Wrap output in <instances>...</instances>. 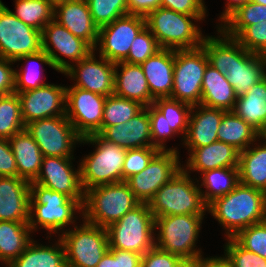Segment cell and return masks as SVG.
Wrapping results in <instances>:
<instances>
[{"instance_id":"cell-54","label":"cell","mask_w":266,"mask_h":267,"mask_svg":"<svg viewBox=\"0 0 266 267\" xmlns=\"http://www.w3.org/2000/svg\"><path fill=\"white\" fill-rule=\"evenodd\" d=\"M128 14L146 17L150 12L161 7V0H127Z\"/></svg>"},{"instance_id":"cell-23","label":"cell","mask_w":266,"mask_h":267,"mask_svg":"<svg viewBox=\"0 0 266 267\" xmlns=\"http://www.w3.org/2000/svg\"><path fill=\"white\" fill-rule=\"evenodd\" d=\"M99 135L125 149L155 147L151 139L150 116L146 107L128 122L107 126Z\"/></svg>"},{"instance_id":"cell-52","label":"cell","mask_w":266,"mask_h":267,"mask_svg":"<svg viewBox=\"0 0 266 267\" xmlns=\"http://www.w3.org/2000/svg\"><path fill=\"white\" fill-rule=\"evenodd\" d=\"M0 177H17V164L7 139L0 138Z\"/></svg>"},{"instance_id":"cell-25","label":"cell","mask_w":266,"mask_h":267,"mask_svg":"<svg viewBox=\"0 0 266 267\" xmlns=\"http://www.w3.org/2000/svg\"><path fill=\"white\" fill-rule=\"evenodd\" d=\"M140 65L152 98H170L173 89L174 50L162 48Z\"/></svg>"},{"instance_id":"cell-30","label":"cell","mask_w":266,"mask_h":267,"mask_svg":"<svg viewBox=\"0 0 266 267\" xmlns=\"http://www.w3.org/2000/svg\"><path fill=\"white\" fill-rule=\"evenodd\" d=\"M259 133L266 124V76L237 97L233 110Z\"/></svg>"},{"instance_id":"cell-41","label":"cell","mask_w":266,"mask_h":267,"mask_svg":"<svg viewBox=\"0 0 266 267\" xmlns=\"http://www.w3.org/2000/svg\"><path fill=\"white\" fill-rule=\"evenodd\" d=\"M153 105L163 114L166 122L177 133L186 135L192 106L171 98L155 99Z\"/></svg>"},{"instance_id":"cell-29","label":"cell","mask_w":266,"mask_h":267,"mask_svg":"<svg viewBox=\"0 0 266 267\" xmlns=\"http://www.w3.org/2000/svg\"><path fill=\"white\" fill-rule=\"evenodd\" d=\"M17 164V177L29 182L40 173L42 152L26 129L14 134L9 140Z\"/></svg>"},{"instance_id":"cell-17","label":"cell","mask_w":266,"mask_h":267,"mask_svg":"<svg viewBox=\"0 0 266 267\" xmlns=\"http://www.w3.org/2000/svg\"><path fill=\"white\" fill-rule=\"evenodd\" d=\"M71 159L73 157L43 156L40 173L33 182L63 193L83 205L85 191L81 183L80 168L73 171Z\"/></svg>"},{"instance_id":"cell-5","label":"cell","mask_w":266,"mask_h":267,"mask_svg":"<svg viewBox=\"0 0 266 267\" xmlns=\"http://www.w3.org/2000/svg\"><path fill=\"white\" fill-rule=\"evenodd\" d=\"M82 143H95L96 150L81 161L80 175L84 191L97 185L123 181L122 168L127 149L104 140L99 134L81 138Z\"/></svg>"},{"instance_id":"cell-45","label":"cell","mask_w":266,"mask_h":267,"mask_svg":"<svg viewBox=\"0 0 266 267\" xmlns=\"http://www.w3.org/2000/svg\"><path fill=\"white\" fill-rule=\"evenodd\" d=\"M161 49L154 35L145 26L131 44L129 54L123 62L141 64Z\"/></svg>"},{"instance_id":"cell-44","label":"cell","mask_w":266,"mask_h":267,"mask_svg":"<svg viewBox=\"0 0 266 267\" xmlns=\"http://www.w3.org/2000/svg\"><path fill=\"white\" fill-rule=\"evenodd\" d=\"M225 251L221 258L229 267H266L265 258L243 248L233 237L228 238Z\"/></svg>"},{"instance_id":"cell-33","label":"cell","mask_w":266,"mask_h":267,"mask_svg":"<svg viewBox=\"0 0 266 267\" xmlns=\"http://www.w3.org/2000/svg\"><path fill=\"white\" fill-rule=\"evenodd\" d=\"M217 137L218 141L227 143L241 152L247 149L251 142L258 140L259 132L234 111H226L218 127Z\"/></svg>"},{"instance_id":"cell-19","label":"cell","mask_w":266,"mask_h":267,"mask_svg":"<svg viewBox=\"0 0 266 267\" xmlns=\"http://www.w3.org/2000/svg\"><path fill=\"white\" fill-rule=\"evenodd\" d=\"M19 96L24 124L37 120L65 115L66 86H45L15 92Z\"/></svg>"},{"instance_id":"cell-7","label":"cell","mask_w":266,"mask_h":267,"mask_svg":"<svg viewBox=\"0 0 266 267\" xmlns=\"http://www.w3.org/2000/svg\"><path fill=\"white\" fill-rule=\"evenodd\" d=\"M107 229L109 249L144 255L155 246V218L148 203H140Z\"/></svg>"},{"instance_id":"cell-22","label":"cell","mask_w":266,"mask_h":267,"mask_svg":"<svg viewBox=\"0 0 266 267\" xmlns=\"http://www.w3.org/2000/svg\"><path fill=\"white\" fill-rule=\"evenodd\" d=\"M30 182L21 177H0V221L29 222Z\"/></svg>"},{"instance_id":"cell-49","label":"cell","mask_w":266,"mask_h":267,"mask_svg":"<svg viewBox=\"0 0 266 267\" xmlns=\"http://www.w3.org/2000/svg\"><path fill=\"white\" fill-rule=\"evenodd\" d=\"M146 108L148 109L150 116L152 143L160 150H166L163 140L168 137H172V135H175L176 132L168 125L166 118L153 104L147 106Z\"/></svg>"},{"instance_id":"cell-48","label":"cell","mask_w":266,"mask_h":267,"mask_svg":"<svg viewBox=\"0 0 266 267\" xmlns=\"http://www.w3.org/2000/svg\"><path fill=\"white\" fill-rule=\"evenodd\" d=\"M235 39L247 51L266 55V21L247 26Z\"/></svg>"},{"instance_id":"cell-4","label":"cell","mask_w":266,"mask_h":267,"mask_svg":"<svg viewBox=\"0 0 266 267\" xmlns=\"http://www.w3.org/2000/svg\"><path fill=\"white\" fill-rule=\"evenodd\" d=\"M145 19L146 27L163 49H194L200 47L205 38L200 28L190 20H200L196 16L159 7L150 12Z\"/></svg>"},{"instance_id":"cell-59","label":"cell","mask_w":266,"mask_h":267,"mask_svg":"<svg viewBox=\"0 0 266 267\" xmlns=\"http://www.w3.org/2000/svg\"><path fill=\"white\" fill-rule=\"evenodd\" d=\"M198 261L182 259L175 267H197Z\"/></svg>"},{"instance_id":"cell-62","label":"cell","mask_w":266,"mask_h":267,"mask_svg":"<svg viewBox=\"0 0 266 267\" xmlns=\"http://www.w3.org/2000/svg\"><path fill=\"white\" fill-rule=\"evenodd\" d=\"M253 1L255 3L261 4V5H265L266 6V0H250Z\"/></svg>"},{"instance_id":"cell-26","label":"cell","mask_w":266,"mask_h":267,"mask_svg":"<svg viewBox=\"0 0 266 267\" xmlns=\"http://www.w3.org/2000/svg\"><path fill=\"white\" fill-rule=\"evenodd\" d=\"M189 156L187 168L191 171L193 169L203 173L207 170L239 167V151L221 141L194 148Z\"/></svg>"},{"instance_id":"cell-8","label":"cell","mask_w":266,"mask_h":267,"mask_svg":"<svg viewBox=\"0 0 266 267\" xmlns=\"http://www.w3.org/2000/svg\"><path fill=\"white\" fill-rule=\"evenodd\" d=\"M204 215H169L155 218V229L159 234L155 246L161 250L178 255L182 259L200 261V249L196 250V240L199 235Z\"/></svg>"},{"instance_id":"cell-31","label":"cell","mask_w":266,"mask_h":267,"mask_svg":"<svg viewBox=\"0 0 266 267\" xmlns=\"http://www.w3.org/2000/svg\"><path fill=\"white\" fill-rule=\"evenodd\" d=\"M52 247L30 241L18 258L7 267H67L65 247L61 239Z\"/></svg>"},{"instance_id":"cell-60","label":"cell","mask_w":266,"mask_h":267,"mask_svg":"<svg viewBox=\"0 0 266 267\" xmlns=\"http://www.w3.org/2000/svg\"><path fill=\"white\" fill-rule=\"evenodd\" d=\"M260 138L265 139V141H266V124H265L264 128L261 130V132L259 133V139Z\"/></svg>"},{"instance_id":"cell-14","label":"cell","mask_w":266,"mask_h":267,"mask_svg":"<svg viewBox=\"0 0 266 267\" xmlns=\"http://www.w3.org/2000/svg\"><path fill=\"white\" fill-rule=\"evenodd\" d=\"M177 150H160L140 173L126 180L130 190L141 203H149L156 192L182 168Z\"/></svg>"},{"instance_id":"cell-57","label":"cell","mask_w":266,"mask_h":267,"mask_svg":"<svg viewBox=\"0 0 266 267\" xmlns=\"http://www.w3.org/2000/svg\"><path fill=\"white\" fill-rule=\"evenodd\" d=\"M250 0H228L227 7H225L224 13L221 15V21L223 22L233 11H235L239 6L244 5Z\"/></svg>"},{"instance_id":"cell-3","label":"cell","mask_w":266,"mask_h":267,"mask_svg":"<svg viewBox=\"0 0 266 267\" xmlns=\"http://www.w3.org/2000/svg\"><path fill=\"white\" fill-rule=\"evenodd\" d=\"M186 169L181 168L148 203L154 218L169 215H204L208 205L203 200L201 189L191 181Z\"/></svg>"},{"instance_id":"cell-36","label":"cell","mask_w":266,"mask_h":267,"mask_svg":"<svg viewBox=\"0 0 266 267\" xmlns=\"http://www.w3.org/2000/svg\"><path fill=\"white\" fill-rule=\"evenodd\" d=\"M201 174L203 175L201 186L206 187L205 194L203 192L202 197L207 205L214 199L231 192L239 183V168L213 169Z\"/></svg>"},{"instance_id":"cell-42","label":"cell","mask_w":266,"mask_h":267,"mask_svg":"<svg viewBox=\"0 0 266 267\" xmlns=\"http://www.w3.org/2000/svg\"><path fill=\"white\" fill-rule=\"evenodd\" d=\"M20 60L26 61H36V62H43L48 66L53 68V64L51 62L50 57L45 53L44 50H40L34 54H28L18 58L15 62ZM30 66V64H29ZM28 66V67H29ZM22 72H18L15 70V77H14V92H23L32 89H36L42 86L47 85L48 83H44L42 80L40 81V73L33 67L25 68L24 70L21 69Z\"/></svg>"},{"instance_id":"cell-10","label":"cell","mask_w":266,"mask_h":267,"mask_svg":"<svg viewBox=\"0 0 266 267\" xmlns=\"http://www.w3.org/2000/svg\"><path fill=\"white\" fill-rule=\"evenodd\" d=\"M81 226L61 234L67 267H96L109 249L107 229L86 221Z\"/></svg>"},{"instance_id":"cell-13","label":"cell","mask_w":266,"mask_h":267,"mask_svg":"<svg viewBox=\"0 0 266 267\" xmlns=\"http://www.w3.org/2000/svg\"><path fill=\"white\" fill-rule=\"evenodd\" d=\"M105 100L103 95L78 87L66 88L65 116L81 138L101 133Z\"/></svg>"},{"instance_id":"cell-2","label":"cell","mask_w":266,"mask_h":267,"mask_svg":"<svg viewBox=\"0 0 266 267\" xmlns=\"http://www.w3.org/2000/svg\"><path fill=\"white\" fill-rule=\"evenodd\" d=\"M140 203L126 181L97 185L85 191L83 218L108 228Z\"/></svg>"},{"instance_id":"cell-35","label":"cell","mask_w":266,"mask_h":267,"mask_svg":"<svg viewBox=\"0 0 266 267\" xmlns=\"http://www.w3.org/2000/svg\"><path fill=\"white\" fill-rule=\"evenodd\" d=\"M266 21V6L248 1L233 11L218 28L227 36L236 38L247 26Z\"/></svg>"},{"instance_id":"cell-53","label":"cell","mask_w":266,"mask_h":267,"mask_svg":"<svg viewBox=\"0 0 266 267\" xmlns=\"http://www.w3.org/2000/svg\"><path fill=\"white\" fill-rule=\"evenodd\" d=\"M13 62L0 58V96L14 93L15 70L10 67Z\"/></svg>"},{"instance_id":"cell-6","label":"cell","mask_w":266,"mask_h":267,"mask_svg":"<svg viewBox=\"0 0 266 267\" xmlns=\"http://www.w3.org/2000/svg\"><path fill=\"white\" fill-rule=\"evenodd\" d=\"M83 205L63 193L45 188L33 181L30 182L29 227L37 229L38 224L51 232H57L69 223H73L76 210ZM33 211V212H32ZM35 213V214H34ZM34 216L36 219H33ZM37 225V226H36Z\"/></svg>"},{"instance_id":"cell-56","label":"cell","mask_w":266,"mask_h":267,"mask_svg":"<svg viewBox=\"0 0 266 267\" xmlns=\"http://www.w3.org/2000/svg\"><path fill=\"white\" fill-rule=\"evenodd\" d=\"M197 267H229L221 257L205 258L198 262Z\"/></svg>"},{"instance_id":"cell-58","label":"cell","mask_w":266,"mask_h":267,"mask_svg":"<svg viewBox=\"0 0 266 267\" xmlns=\"http://www.w3.org/2000/svg\"><path fill=\"white\" fill-rule=\"evenodd\" d=\"M96 267H116V257L108 249Z\"/></svg>"},{"instance_id":"cell-46","label":"cell","mask_w":266,"mask_h":267,"mask_svg":"<svg viewBox=\"0 0 266 267\" xmlns=\"http://www.w3.org/2000/svg\"><path fill=\"white\" fill-rule=\"evenodd\" d=\"M233 238L243 248L266 259V220L240 230Z\"/></svg>"},{"instance_id":"cell-24","label":"cell","mask_w":266,"mask_h":267,"mask_svg":"<svg viewBox=\"0 0 266 267\" xmlns=\"http://www.w3.org/2000/svg\"><path fill=\"white\" fill-rule=\"evenodd\" d=\"M199 106V111H196V114L193 110L197 106L191 108L187 133L183 139L186 146L190 148L189 151L218 141V127L226 112V110L211 108L202 104Z\"/></svg>"},{"instance_id":"cell-32","label":"cell","mask_w":266,"mask_h":267,"mask_svg":"<svg viewBox=\"0 0 266 267\" xmlns=\"http://www.w3.org/2000/svg\"><path fill=\"white\" fill-rule=\"evenodd\" d=\"M239 182L266 193V142L239 152Z\"/></svg>"},{"instance_id":"cell-27","label":"cell","mask_w":266,"mask_h":267,"mask_svg":"<svg viewBox=\"0 0 266 267\" xmlns=\"http://www.w3.org/2000/svg\"><path fill=\"white\" fill-rule=\"evenodd\" d=\"M119 66L121 73L118 72ZM114 95L135 100L145 107L154 102L140 64L115 63Z\"/></svg>"},{"instance_id":"cell-9","label":"cell","mask_w":266,"mask_h":267,"mask_svg":"<svg viewBox=\"0 0 266 267\" xmlns=\"http://www.w3.org/2000/svg\"><path fill=\"white\" fill-rule=\"evenodd\" d=\"M208 63L202 46L174 50L173 89L170 98L191 106L200 105L203 75Z\"/></svg>"},{"instance_id":"cell-50","label":"cell","mask_w":266,"mask_h":267,"mask_svg":"<svg viewBox=\"0 0 266 267\" xmlns=\"http://www.w3.org/2000/svg\"><path fill=\"white\" fill-rule=\"evenodd\" d=\"M161 7L203 20L206 8L203 0H161Z\"/></svg>"},{"instance_id":"cell-20","label":"cell","mask_w":266,"mask_h":267,"mask_svg":"<svg viewBox=\"0 0 266 267\" xmlns=\"http://www.w3.org/2000/svg\"><path fill=\"white\" fill-rule=\"evenodd\" d=\"M266 55L247 51L231 37V65L226 77L237 97L266 76Z\"/></svg>"},{"instance_id":"cell-37","label":"cell","mask_w":266,"mask_h":267,"mask_svg":"<svg viewBox=\"0 0 266 267\" xmlns=\"http://www.w3.org/2000/svg\"><path fill=\"white\" fill-rule=\"evenodd\" d=\"M144 108V105L135 100L122 98L114 94L106 97L103 108L101 132L107 126L128 122Z\"/></svg>"},{"instance_id":"cell-1","label":"cell","mask_w":266,"mask_h":267,"mask_svg":"<svg viewBox=\"0 0 266 267\" xmlns=\"http://www.w3.org/2000/svg\"><path fill=\"white\" fill-rule=\"evenodd\" d=\"M227 229V238L266 220V193L238 183L228 194L214 199L207 211Z\"/></svg>"},{"instance_id":"cell-11","label":"cell","mask_w":266,"mask_h":267,"mask_svg":"<svg viewBox=\"0 0 266 267\" xmlns=\"http://www.w3.org/2000/svg\"><path fill=\"white\" fill-rule=\"evenodd\" d=\"M42 50L41 31L26 25L0 0V58H18Z\"/></svg>"},{"instance_id":"cell-16","label":"cell","mask_w":266,"mask_h":267,"mask_svg":"<svg viewBox=\"0 0 266 267\" xmlns=\"http://www.w3.org/2000/svg\"><path fill=\"white\" fill-rule=\"evenodd\" d=\"M41 38L42 50L50 57L53 69L62 73L71 64L60 57L55 51L77 63L94 50L86 41L74 36L67 28L60 25L54 19L43 28ZM48 42L53 45V48L56 49L55 51L54 49L52 50Z\"/></svg>"},{"instance_id":"cell-28","label":"cell","mask_w":266,"mask_h":267,"mask_svg":"<svg viewBox=\"0 0 266 267\" xmlns=\"http://www.w3.org/2000/svg\"><path fill=\"white\" fill-rule=\"evenodd\" d=\"M237 96L234 88L219 70L209 63L204 71L201 103L211 108L233 111Z\"/></svg>"},{"instance_id":"cell-43","label":"cell","mask_w":266,"mask_h":267,"mask_svg":"<svg viewBox=\"0 0 266 267\" xmlns=\"http://www.w3.org/2000/svg\"><path fill=\"white\" fill-rule=\"evenodd\" d=\"M94 24L101 28L128 14L127 0H86Z\"/></svg>"},{"instance_id":"cell-34","label":"cell","mask_w":266,"mask_h":267,"mask_svg":"<svg viewBox=\"0 0 266 267\" xmlns=\"http://www.w3.org/2000/svg\"><path fill=\"white\" fill-rule=\"evenodd\" d=\"M28 223L0 221V260L7 265L19 257L32 240Z\"/></svg>"},{"instance_id":"cell-21","label":"cell","mask_w":266,"mask_h":267,"mask_svg":"<svg viewBox=\"0 0 266 267\" xmlns=\"http://www.w3.org/2000/svg\"><path fill=\"white\" fill-rule=\"evenodd\" d=\"M54 20L74 36L82 38L94 50L98 47L99 28L93 22L86 0H66L56 4Z\"/></svg>"},{"instance_id":"cell-55","label":"cell","mask_w":266,"mask_h":267,"mask_svg":"<svg viewBox=\"0 0 266 267\" xmlns=\"http://www.w3.org/2000/svg\"><path fill=\"white\" fill-rule=\"evenodd\" d=\"M116 257V267H141L142 256L136 252L109 249Z\"/></svg>"},{"instance_id":"cell-12","label":"cell","mask_w":266,"mask_h":267,"mask_svg":"<svg viewBox=\"0 0 266 267\" xmlns=\"http://www.w3.org/2000/svg\"><path fill=\"white\" fill-rule=\"evenodd\" d=\"M25 129L43 156L73 157L71 152L74 144L81 140L65 115L31 121L25 125Z\"/></svg>"},{"instance_id":"cell-15","label":"cell","mask_w":266,"mask_h":267,"mask_svg":"<svg viewBox=\"0 0 266 267\" xmlns=\"http://www.w3.org/2000/svg\"><path fill=\"white\" fill-rule=\"evenodd\" d=\"M146 26L140 15L127 14L99 28L98 45L100 55L112 63L123 62L136 36Z\"/></svg>"},{"instance_id":"cell-18","label":"cell","mask_w":266,"mask_h":267,"mask_svg":"<svg viewBox=\"0 0 266 267\" xmlns=\"http://www.w3.org/2000/svg\"><path fill=\"white\" fill-rule=\"evenodd\" d=\"M92 50L84 59L70 65L63 73L76 79L74 87L91 91L105 97L114 94L115 63L100 55L96 60Z\"/></svg>"},{"instance_id":"cell-40","label":"cell","mask_w":266,"mask_h":267,"mask_svg":"<svg viewBox=\"0 0 266 267\" xmlns=\"http://www.w3.org/2000/svg\"><path fill=\"white\" fill-rule=\"evenodd\" d=\"M218 32L224 39L220 36L218 38L207 36L201 46L207 54L209 64L226 76L231 65V37L220 29H218Z\"/></svg>"},{"instance_id":"cell-61","label":"cell","mask_w":266,"mask_h":267,"mask_svg":"<svg viewBox=\"0 0 266 267\" xmlns=\"http://www.w3.org/2000/svg\"><path fill=\"white\" fill-rule=\"evenodd\" d=\"M48 2H50L53 6H55L58 3L64 2L66 0H47Z\"/></svg>"},{"instance_id":"cell-47","label":"cell","mask_w":266,"mask_h":267,"mask_svg":"<svg viewBox=\"0 0 266 267\" xmlns=\"http://www.w3.org/2000/svg\"><path fill=\"white\" fill-rule=\"evenodd\" d=\"M159 151L160 149L158 147L127 149L122 168L123 181L143 171Z\"/></svg>"},{"instance_id":"cell-51","label":"cell","mask_w":266,"mask_h":267,"mask_svg":"<svg viewBox=\"0 0 266 267\" xmlns=\"http://www.w3.org/2000/svg\"><path fill=\"white\" fill-rule=\"evenodd\" d=\"M181 260L178 255L154 246L142 256L141 267H175Z\"/></svg>"},{"instance_id":"cell-38","label":"cell","mask_w":266,"mask_h":267,"mask_svg":"<svg viewBox=\"0 0 266 267\" xmlns=\"http://www.w3.org/2000/svg\"><path fill=\"white\" fill-rule=\"evenodd\" d=\"M15 1L16 11L13 14L26 25L41 32L54 19V6L47 0Z\"/></svg>"},{"instance_id":"cell-39","label":"cell","mask_w":266,"mask_h":267,"mask_svg":"<svg viewBox=\"0 0 266 267\" xmlns=\"http://www.w3.org/2000/svg\"><path fill=\"white\" fill-rule=\"evenodd\" d=\"M25 129L17 93L0 96V138L9 140Z\"/></svg>"}]
</instances>
